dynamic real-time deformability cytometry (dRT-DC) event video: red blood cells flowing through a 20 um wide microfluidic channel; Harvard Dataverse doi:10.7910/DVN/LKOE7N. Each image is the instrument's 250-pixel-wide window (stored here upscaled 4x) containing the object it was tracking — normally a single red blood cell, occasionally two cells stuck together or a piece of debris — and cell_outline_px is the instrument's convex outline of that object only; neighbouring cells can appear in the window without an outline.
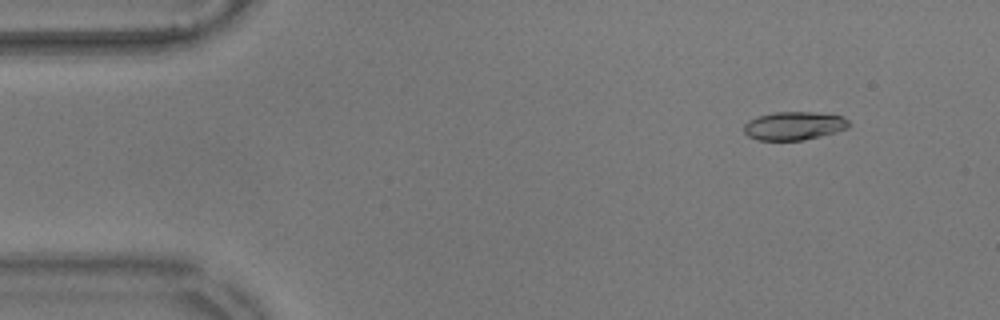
{"species": "common noctule bat (a hibernating species)", "species_latin": "Nyctalus noctula", "temperature_condition": "warm", "stored_images_in_passage": 56, "camera_frame_rate_fps": 3000, "um_per_image_px": 0.085, "animal": {"sex": "male", "body_mass_g": 17.9}, "frame": {"image": 1, "passage_image": 6, "time_ms": 1.667, "image_size_px": [1000, 320], "cell_outline_px": [[848, 128], [836, 132], [804, 140], [760, 140], [748, 136], [744, 132], [744, 124], [748, 120], [760, 116], [776, 112], [812, 112], [840, 116], [848, 120]], "centroid_in_image_um": [67.47, 10.7], "position_along_channel_um": 17.5, "area_um2": 17.11}}
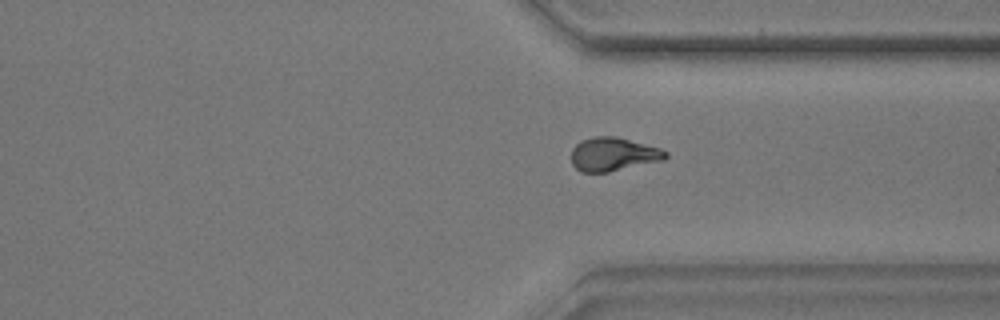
{"frame": {"image": 2, "passage_image": 42, "time_ms": 13.667, "image_size_px": [1000, 320], "cell_outline_px": [[668, 156], [664, 160], [608, 172], [580, 172], [572, 164], [572, 148], [580, 140], [592, 136], [616, 136], [660, 148], [668, 152]], "centroid_in_image_um": [52.12, 13.1], "position_along_channel_um": 359.3, "area_um2": 18.55}}
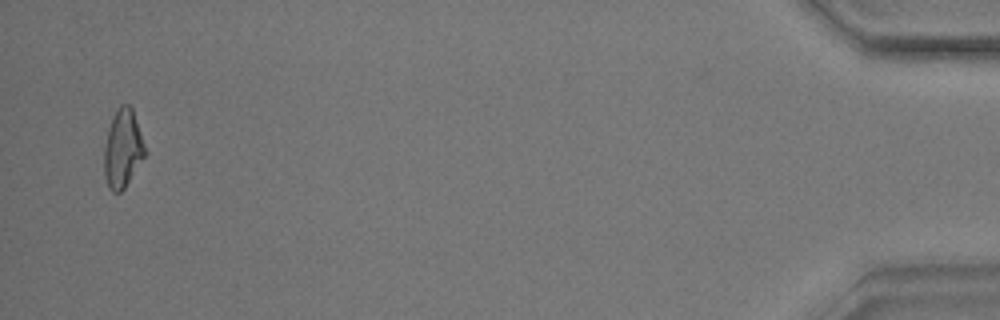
{"frame": {"image": 3, "passage_image": 55, "time_ms": 18.0, "image_size_px": [1000, 320], "cell_outline_px": [[144, 156], [124, 188], [120, 192], [112, 192], [108, 188], [104, 176], [104, 144], [108, 128], [112, 116], [120, 104], [128, 104], [132, 108], [144, 144]], "centroid_in_image_um": [10.39, 12.63], "position_along_channel_um": 424.8, "area_um2": 18.38}, "authors_computed_cell_mechanics": {"area_um2": 17.918, "velocity_mm_per_s": 3.5688, "shape_relaxation_time_tau1_ms": 6.0133, "shape_relaxation_time_tau2_ms": 2.8679, "deformation_change_tau1": 0.2027, "deformation_change_tau2": 0.0947}}